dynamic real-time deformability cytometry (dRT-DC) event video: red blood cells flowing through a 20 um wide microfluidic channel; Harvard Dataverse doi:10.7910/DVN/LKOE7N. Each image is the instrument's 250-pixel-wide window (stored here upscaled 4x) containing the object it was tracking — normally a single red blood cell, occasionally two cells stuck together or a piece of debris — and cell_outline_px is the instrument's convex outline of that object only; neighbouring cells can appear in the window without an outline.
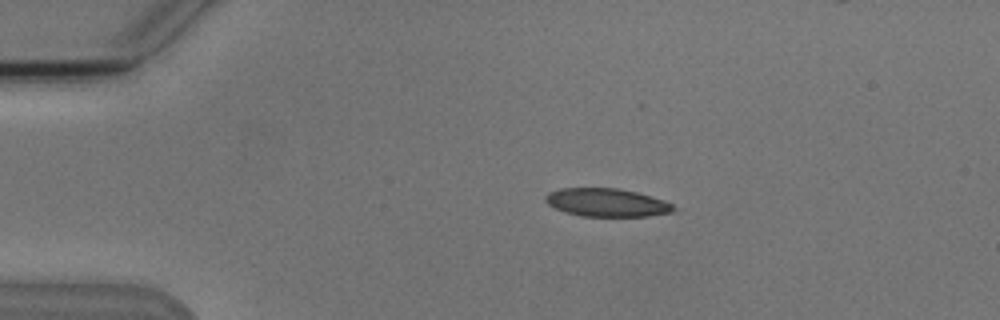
{"species": "Egyptian fruit bat (a non-hibernating species)", "species_latin": "Rousettus aegyptiacus", "temperature_condition": "cold", "stored_images_in_passage": 6, "camera_frame_rate_fps": 3000, "um_per_image_px": 0.085, "animal": {"sex": "male"}, "frame": {"image": 1, "passage_image": 3, "time_ms": 2.333, "image_size_px": [1000, 320], "cell_outline_px": [[672, 212], [648, 216], [580, 216], [564, 212], [548, 204], [544, 200], [544, 196], [548, 192], [560, 188], [616, 188], [636, 192], [664, 200], [672, 204]], "centroid_in_image_um": [51.51, 17.21], "position_along_channel_um": 33.5, "area_um2": 20.92}}